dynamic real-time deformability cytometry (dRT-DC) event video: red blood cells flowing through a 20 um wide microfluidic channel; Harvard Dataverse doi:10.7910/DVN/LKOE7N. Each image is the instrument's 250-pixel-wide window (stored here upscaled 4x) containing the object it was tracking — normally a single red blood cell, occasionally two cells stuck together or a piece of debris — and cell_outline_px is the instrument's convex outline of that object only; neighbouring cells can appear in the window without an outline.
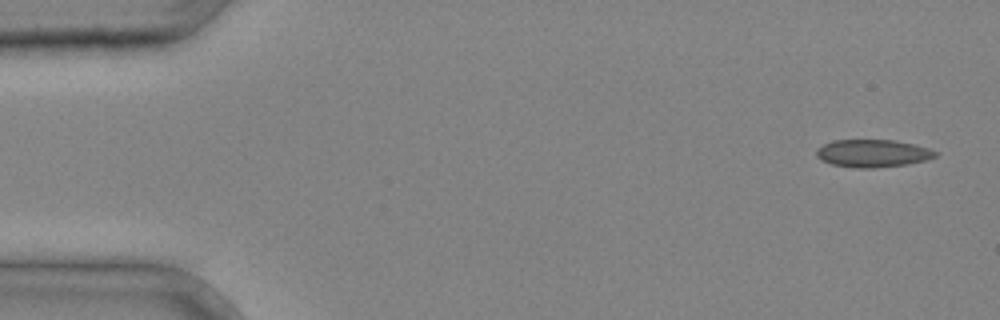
{"species": "common noctule bat (a hibernating species)", "species_latin": "Nyctalus noctula", "temperature_condition": "cold", "stored_images_in_passage": 3, "camera_frame_rate_fps": 3000, "um_per_image_px": 0.085, "animal": {"sex": "male", "body_mass_g": 20.4}, "frame": {"image": 1, "passage_image": 1, "time_ms": 0.0, "image_size_px": [1000, 320], "cell_outline_px": [[936, 156], [924, 160], [908, 164], [872, 168], [856, 168], [832, 164], [816, 156], [816, 148], [832, 140], [896, 140], [928, 148], [936, 152]], "centroid_in_image_um": [74.15, 13.03], "position_along_channel_um": 10.9, "area_um2": 18.96}}